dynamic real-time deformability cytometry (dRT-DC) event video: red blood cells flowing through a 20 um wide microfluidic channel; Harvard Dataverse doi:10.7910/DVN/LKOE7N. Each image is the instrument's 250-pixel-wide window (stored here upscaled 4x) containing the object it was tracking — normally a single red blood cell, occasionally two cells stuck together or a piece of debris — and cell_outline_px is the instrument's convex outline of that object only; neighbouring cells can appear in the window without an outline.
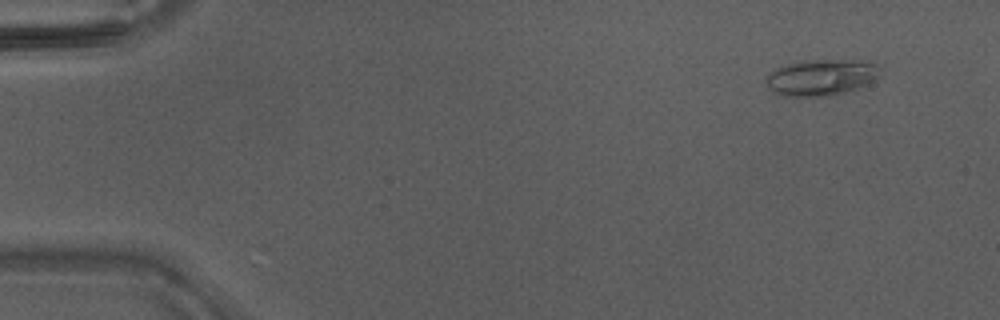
{"species": "Egyptian fruit bat (a non-hibernating species)", "species_latin": "Rousettus aegyptiacus", "temperature_condition": "warm", "stored_images_in_passage": 46, "camera_frame_rate_fps": 3000, "um_per_image_px": 0.085, "animal": {"sex": "male"}, "frame": {"image": 1, "passage_image": 4, "time_ms": 1.0, "image_size_px": [1000, 320], "cell_outline_px": [[880, 76], [876, 80], [868, 84], [844, 92], [828, 96], [780, 96], [768, 88], [764, 84], [764, 80], [776, 68], [800, 60], [872, 60], [880, 64]], "centroid_in_image_um": [69.85, 6.56], "position_along_channel_um": 15.2, "area_um2": 24.57}}
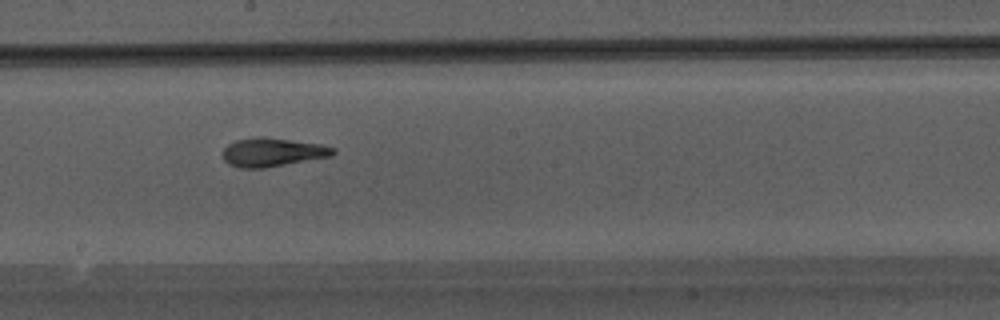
{"frame": {"image": 2, "passage_image": 26, "time_ms": 8.333, "image_size_px": [1000, 320], "cell_outline_px": [[336, 152], [332, 156], [264, 168], [240, 168], [228, 164], [224, 160], [220, 152], [228, 144], [236, 140], [260, 136], [320, 144], [336, 148]], "centroid_in_image_um": [23.13, 12.94], "position_along_channel_um": 225.1, "area_um2": 18.5}}
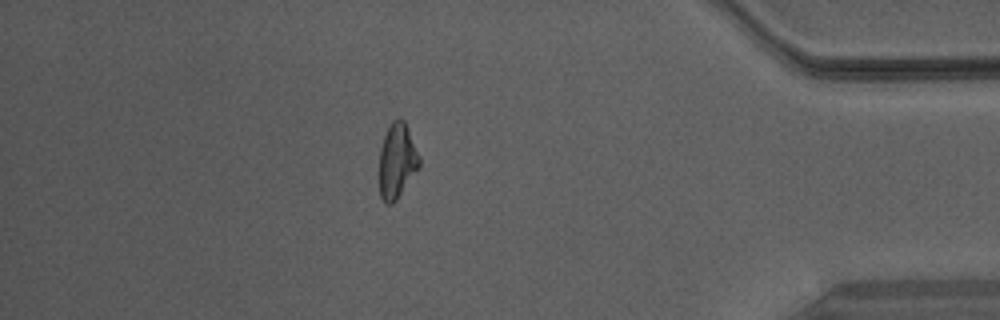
{"frame": {"image": 3, "passage_image": 40, "time_ms": 13.0, "image_size_px": [1000, 320], "cell_outline_px": [[420, 168], [396, 200], [392, 204], [388, 204], [380, 196], [380, 148], [384, 136], [392, 120], [400, 116], [404, 120], [408, 128], [420, 156]], "centroid_in_image_um": [33.77, 13.65], "position_along_channel_um": 401.4, "area_um2": 17.57}}